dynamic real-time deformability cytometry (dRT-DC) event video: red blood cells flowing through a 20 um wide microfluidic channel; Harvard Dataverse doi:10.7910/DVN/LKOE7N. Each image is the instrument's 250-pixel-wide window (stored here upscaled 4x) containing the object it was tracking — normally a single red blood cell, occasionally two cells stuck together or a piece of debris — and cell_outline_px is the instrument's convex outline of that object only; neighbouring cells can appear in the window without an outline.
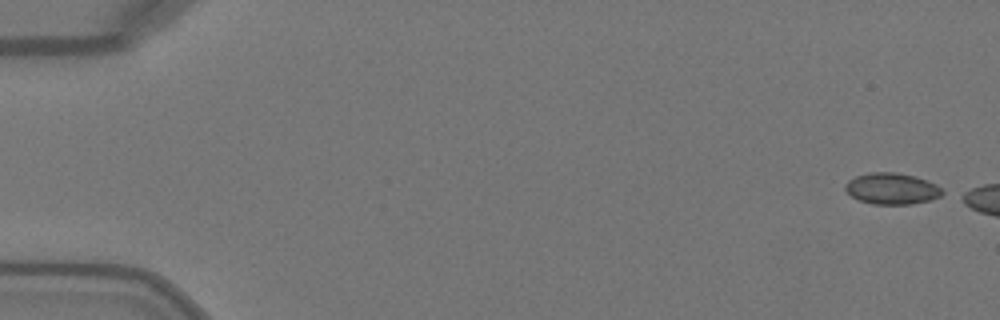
{"species": "Egyptian fruit bat (a non-hibernating species)", "species_latin": "Rousettus aegyptiacus", "temperature_condition": "warm", "stored_images_in_passage": 11, "camera_frame_rate_fps": 3000, "um_per_image_px": 0.085, "animal": {"sex": "female"}, "frame": {"image": 1, "passage_image": 1, "time_ms": 0.0, "image_size_px": [1000, 320], "cell_outline_px": [[948, 192], [940, 196], [928, 200], [912, 204], [872, 204], [860, 200], [852, 196], [844, 188], [844, 184], [848, 180], [856, 176], [868, 172], [896, 172], [916, 176], [936, 184]], "centroid_in_image_um": [75.83, 16.02], "position_along_channel_um": 9.2, "area_um2": 17.86}}